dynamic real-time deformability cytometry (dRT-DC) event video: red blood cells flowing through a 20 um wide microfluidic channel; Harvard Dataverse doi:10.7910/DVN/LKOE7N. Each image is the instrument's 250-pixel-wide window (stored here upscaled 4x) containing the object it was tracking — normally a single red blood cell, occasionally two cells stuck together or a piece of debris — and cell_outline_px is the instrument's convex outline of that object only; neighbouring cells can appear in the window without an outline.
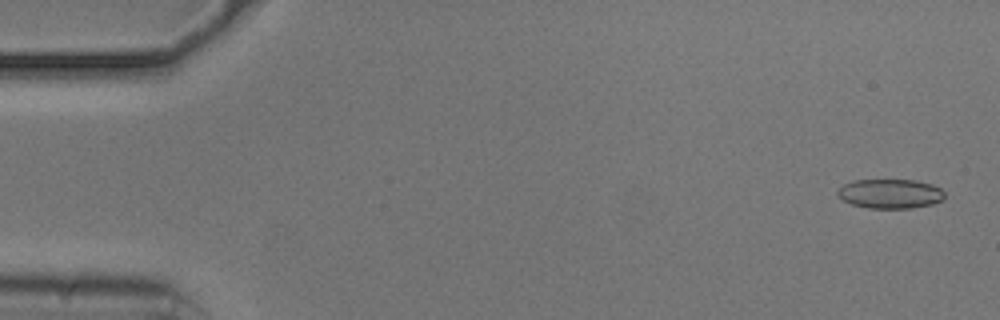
{"species": "common noctule bat (a hibernating species)", "species_latin": "Nyctalus noctula", "temperature_condition": "cold", "stored_images_in_passage": 54, "camera_frame_rate_fps": 3000, "um_per_image_px": 0.085, "animal": {"sex": "male", "body_mass_g": 20.5, "forearm_length_mm": 52.5}, "frame": {"image": 1, "passage_image": 2, "time_ms": 0.333, "image_size_px": [1000, 320], "cell_outline_px": [[944, 200], [932, 204], [912, 208], [868, 208], [852, 204], [844, 200], [836, 192], [844, 184], [852, 180], [916, 180], [932, 184], [940, 188], [944, 192]], "centroid_in_image_um": [75.7, 16.46], "position_along_channel_um": 9.3, "area_um2": 18.32}}
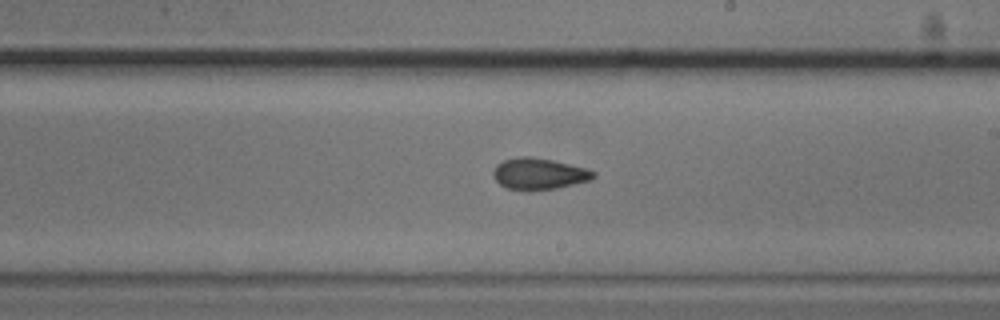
{"frame": {"image": 2, "passage_image": 31, "time_ms": 10.0, "image_size_px": [1000, 320], "cell_outline_px": [[596, 176], [592, 180], [556, 188], [528, 192], [508, 188], [500, 184], [496, 180], [492, 172], [496, 164], [504, 160], [516, 156], [532, 156], [552, 160], [584, 168], [596, 172]], "centroid_in_image_um": [45.79, 14.78], "position_along_channel_um": 243.2, "area_um2": 18.55}}
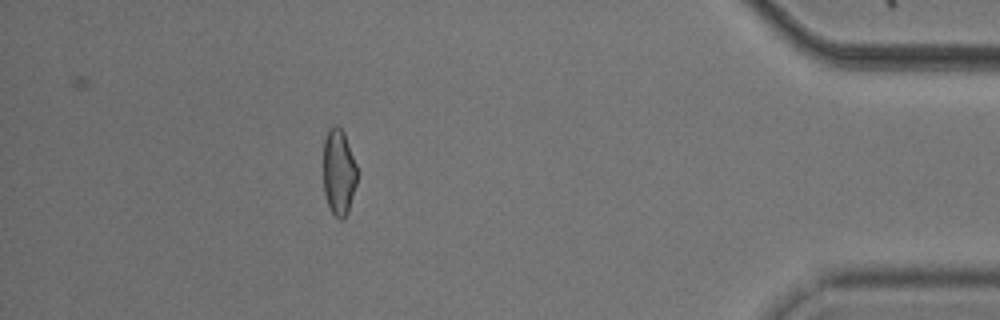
{"frame": {"image": 3, "passage_image": 48, "time_ms": 15.667, "image_size_px": [1000, 320], "cell_outline_px": [[356, 184], [348, 212], [344, 220], [340, 220], [332, 212], [328, 204], [324, 192], [324, 140], [328, 128], [332, 124], [336, 124], [344, 132], [356, 164]], "centroid_in_image_um": [28.79, 14.61], "position_along_channel_um": 406.4, "area_um2": 16.94}, "authors_computed_cell_mechanics": {"area_um2": 18.4093, "velocity_mm_per_s": 3.7473, "shape_relaxation_time_tau1_ms": 7.3017, "shape_relaxation_time_tau2_ms": 4.599, "deformation_change_tau1": 0.1202, "deformation_change_tau2": 0.1047}}